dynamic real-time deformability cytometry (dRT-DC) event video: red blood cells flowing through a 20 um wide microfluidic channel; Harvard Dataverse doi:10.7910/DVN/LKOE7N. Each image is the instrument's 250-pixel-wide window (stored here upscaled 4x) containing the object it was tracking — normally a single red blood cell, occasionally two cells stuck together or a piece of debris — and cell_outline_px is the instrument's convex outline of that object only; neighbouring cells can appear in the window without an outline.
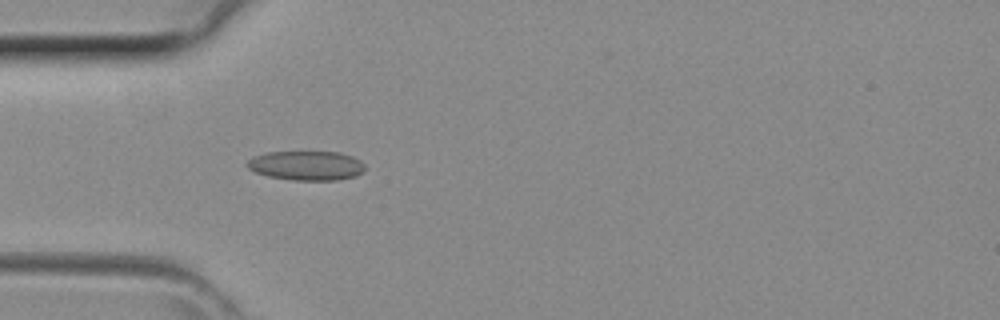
{"species": "common noctule bat (a hibernating species)", "species_latin": "Nyctalus noctula", "temperature_condition": "room temperature", "stored_images_in_passage": 33, "camera_frame_rate_fps": 3000, "um_per_image_px": 0.085, "animal": {"sex": "female", "body_mass_g": 29.2, "forearm_length_mm": 56.3}, "frame": {"image": 1, "passage_image": 5, "time_ms": 1.333, "image_size_px": [1000, 320], "cell_outline_px": [[364, 172], [356, 176], [336, 180], [292, 180], [268, 176], [256, 172], [248, 168], [244, 164], [252, 156], [264, 152], [340, 152], [352, 156], [360, 160], [364, 164]], "centroid_in_image_um": [26.03, 14.07], "position_along_channel_um": 59.0, "area_um2": 20.35}}
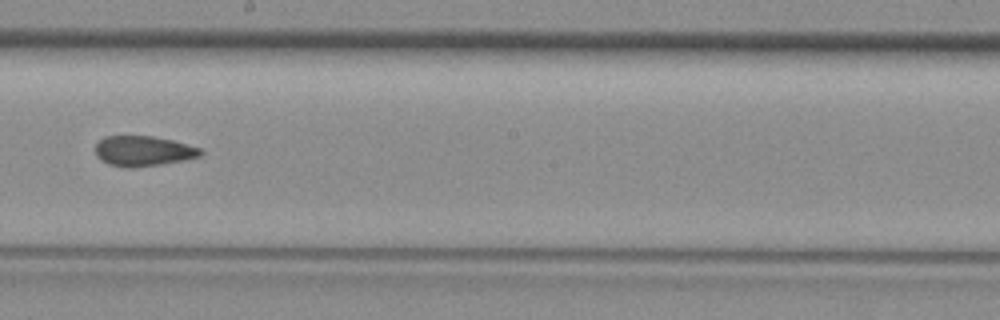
{"frame": {"image": 2, "passage_image": 16, "time_ms": 5.0, "image_size_px": [1000, 320], "cell_outline_px": [[204, 152], [200, 156], [184, 160], [160, 164], [108, 164], [100, 160], [96, 156], [96, 144], [104, 136], [152, 136], [172, 140], [200, 148]], "centroid_in_image_um": [12.2, 12.78], "position_along_channel_um": 236.0, "area_um2": 17.69}}
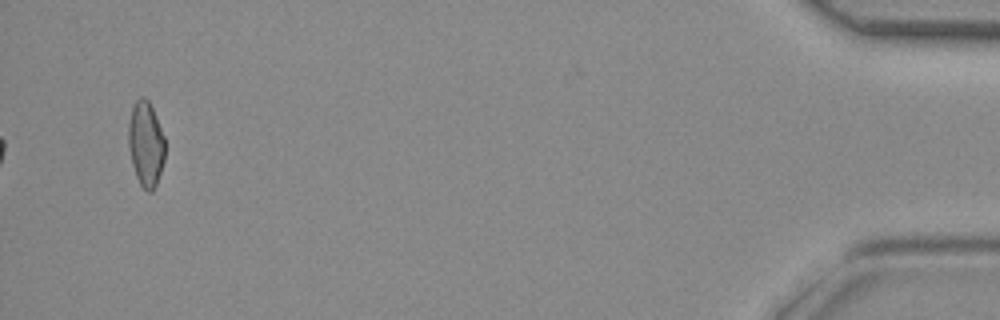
{"frame": {"image": 3, "passage_image": 33, "time_ms": 10.667, "image_size_px": [1000, 320], "cell_outline_px": [[164, 160], [156, 184], [152, 192], [148, 192], [140, 184], [136, 176], [132, 164], [128, 144], [128, 124], [132, 108], [136, 100], [140, 96], [144, 96], [148, 100], [156, 116], [164, 136]], "centroid_in_image_um": [12.38, 12.21], "position_along_channel_um": 422.8, "area_um2": 18.03}}